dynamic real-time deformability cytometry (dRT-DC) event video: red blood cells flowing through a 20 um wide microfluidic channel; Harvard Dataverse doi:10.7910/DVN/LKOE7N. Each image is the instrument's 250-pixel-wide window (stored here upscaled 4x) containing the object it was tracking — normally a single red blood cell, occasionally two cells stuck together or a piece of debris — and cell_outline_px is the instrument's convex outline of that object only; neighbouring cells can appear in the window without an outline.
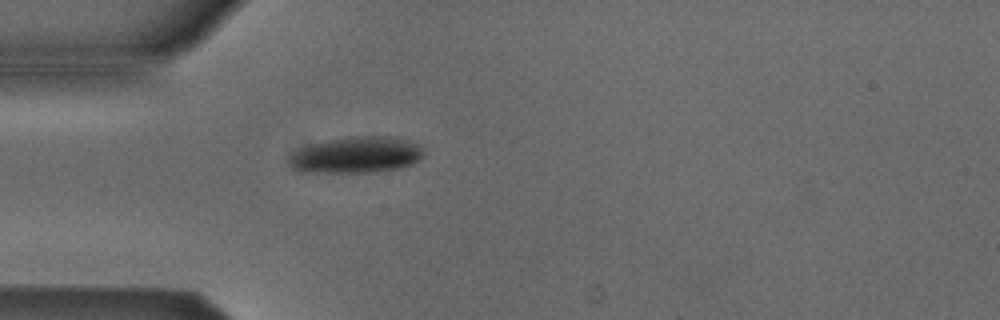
{"species": "Egyptian fruit bat (a non-hibernating species)", "species_latin": "Rousettus aegyptiacus", "temperature_condition": "cold", "stored_images_in_passage": 39, "camera_frame_rate_fps": 3000, "um_per_image_px": 0.085, "animal": {"sex": "male"}, "frame": {"image": 1, "passage_image": 1, "time_ms": 0.0, "image_size_px": [1000, 320], "cell_outline_px": [[420, 156], [412, 164], [400, 168], [372, 172], [296, 172], [288, 164], [288, 156], [300, 148], [312, 144], [328, 140], [352, 136], [388, 136], [404, 140], [416, 144], [420, 148]], "centroid_in_image_um": [30.17, 13.18], "position_along_channel_um": 54.8, "area_um2": 28.15}}
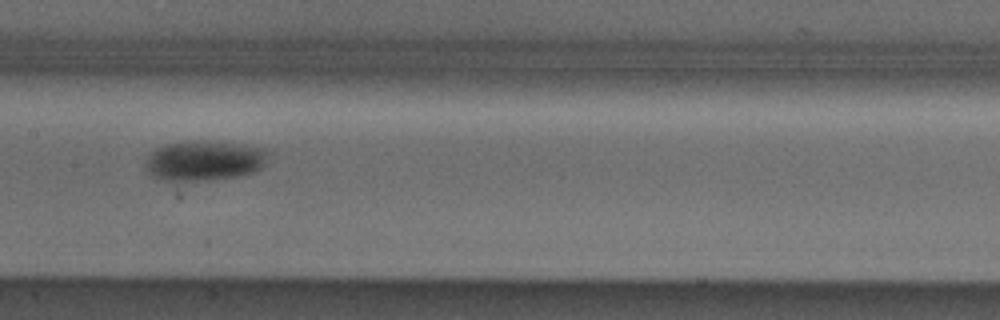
{"frame": {"image": 2, "passage_image": 12, "time_ms": 3.667, "image_size_px": [1000, 320], "cell_outline_px": [[268, 148], [264, 164], [260, 168], [252, 172], [236, 176], [204, 180], [168, 180], [156, 176], [148, 172], [144, 168], [144, 164], [148, 156], [156, 148], [164, 144], [188, 140], [208, 140], [240, 144]], "centroid_in_image_um": [17.34, 13.61], "position_along_channel_um": 190.1, "area_um2": 28.55}}
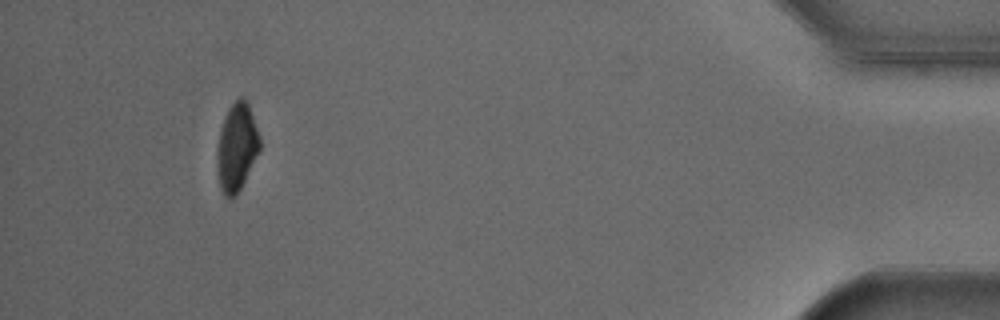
{"frame": {"image": 3, "passage_image": 35, "time_ms": 11.333, "image_size_px": [1000, 320], "cell_outline_px": [[260, 148], [240, 188], [232, 196], [224, 196], [220, 188], [216, 168], [216, 152], [220, 132], [224, 116], [228, 108], [240, 96], [244, 96], [248, 104], [260, 136]], "centroid_in_image_um": [20.1, 12.47], "position_along_channel_um": 415.1, "area_um2": 21.56}, "authors_computed_cell_mechanics": {"area_um2": 27.3394, "velocity_mm_per_s": 3.865, "shape_relaxation_time_tau1_ms": 2.8218, "shape_relaxation_time_tau2_ms": null, "deformation_change_tau1": 0.1077, "deformation_change_tau2": null}}